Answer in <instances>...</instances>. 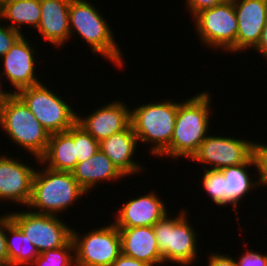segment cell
Here are the masks:
<instances>
[{
  "label": "cell",
  "mask_w": 267,
  "mask_h": 266,
  "mask_svg": "<svg viewBox=\"0 0 267 266\" xmlns=\"http://www.w3.org/2000/svg\"><path fill=\"white\" fill-rule=\"evenodd\" d=\"M187 100V101H186ZM178 102L174 133L169 147L160 157L175 159L192 158L200 144L208 136L211 113V94L200 92L195 96Z\"/></svg>",
  "instance_id": "1"
},
{
  "label": "cell",
  "mask_w": 267,
  "mask_h": 266,
  "mask_svg": "<svg viewBox=\"0 0 267 266\" xmlns=\"http://www.w3.org/2000/svg\"><path fill=\"white\" fill-rule=\"evenodd\" d=\"M86 193L72 172L56 171L44 166L42 170L35 171L32 195L27 207L32 210L34 208L33 212L36 213L57 216V213L70 208Z\"/></svg>",
  "instance_id": "2"
},
{
  "label": "cell",
  "mask_w": 267,
  "mask_h": 266,
  "mask_svg": "<svg viewBox=\"0 0 267 266\" xmlns=\"http://www.w3.org/2000/svg\"><path fill=\"white\" fill-rule=\"evenodd\" d=\"M89 0H71L69 6L70 37L78 33L91 50L99 53L118 67L124 66L122 52L112 29L101 12ZM100 12V13H99Z\"/></svg>",
  "instance_id": "3"
},
{
  "label": "cell",
  "mask_w": 267,
  "mask_h": 266,
  "mask_svg": "<svg viewBox=\"0 0 267 266\" xmlns=\"http://www.w3.org/2000/svg\"><path fill=\"white\" fill-rule=\"evenodd\" d=\"M178 102L171 99L142 104L131 110V125L138 141L150 143L152 156H160L170 145L176 123Z\"/></svg>",
  "instance_id": "4"
},
{
  "label": "cell",
  "mask_w": 267,
  "mask_h": 266,
  "mask_svg": "<svg viewBox=\"0 0 267 266\" xmlns=\"http://www.w3.org/2000/svg\"><path fill=\"white\" fill-rule=\"evenodd\" d=\"M0 128L37 161L44 155L50 133L16 94L0 109Z\"/></svg>",
  "instance_id": "5"
},
{
  "label": "cell",
  "mask_w": 267,
  "mask_h": 266,
  "mask_svg": "<svg viewBox=\"0 0 267 266\" xmlns=\"http://www.w3.org/2000/svg\"><path fill=\"white\" fill-rule=\"evenodd\" d=\"M187 216L185 209L173 218L167 213L153 226L163 264L188 266L198 258L197 233Z\"/></svg>",
  "instance_id": "6"
},
{
  "label": "cell",
  "mask_w": 267,
  "mask_h": 266,
  "mask_svg": "<svg viewBox=\"0 0 267 266\" xmlns=\"http://www.w3.org/2000/svg\"><path fill=\"white\" fill-rule=\"evenodd\" d=\"M16 95L50 134L65 132L76 123L77 113L71 105L42 82L23 88Z\"/></svg>",
  "instance_id": "7"
},
{
  "label": "cell",
  "mask_w": 267,
  "mask_h": 266,
  "mask_svg": "<svg viewBox=\"0 0 267 266\" xmlns=\"http://www.w3.org/2000/svg\"><path fill=\"white\" fill-rule=\"evenodd\" d=\"M203 45L224 52H236L237 17L233 0L201 10L192 17ZM227 50V51H226Z\"/></svg>",
  "instance_id": "8"
},
{
  "label": "cell",
  "mask_w": 267,
  "mask_h": 266,
  "mask_svg": "<svg viewBox=\"0 0 267 266\" xmlns=\"http://www.w3.org/2000/svg\"><path fill=\"white\" fill-rule=\"evenodd\" d=\"M72 229L75 266H111L121 254L119 229L113 224L88 231L83 236Z\"/></svg>",
  "instance_id": "9"
},
{
  "label": "cell",
  "mask_w": 267,
  "mask_h": 266,
  "mask_svg": "<svg viewBox=\"0 0 267 266\" xmlns=\"http://www.w3.org/2000/svg\"><path fill=\"white\" fill-rule=\"evenodd\" d=\"M11 220L21 229L40 253L64 246L72 238V228L56 215H47L24 209L9 213Z\"/></svg>",
  "instance_id": "10"
},
{
  "label": "cell",
  "mask_w": 267,
  "mask_h": 266,
  "mask_svg": "<svg viewBox=\"0 0 267 266\" xmlns=\"http://www.w3.org/2000/svg\"><path fill=\"white\" fill-rule=\"evenodd\" d=\"M256 142L236 137L208 135L190 160L221 170L246 163L252 156Z\"/></svg>",
  "instance_id": "11"
},
{
  "label": "cell",
  "mask_w": 267,
  "mask_h": 266,
  "mask_svg": "<svg viewBox=\"0 0 267 266\" xmlns=\"http://www.w3.org/2000/svg\"><path fill=\"white\" fill-rule=\"evenodd\" d=\"M19 160V161H18ZM19 158L0 155V201L28 206L36 169Z\"/></svg>",
  "instance_id": "12"
},
{
  "label": "cell",
  "mask_w": 267,
  "mask_h": 266,
  "mask_svg": "<svg viewBox=\"0 0 267 266\" xmlns=\"http://www.w3.org/2000/svg\"><path fill=\"white\" fill-rule=\"evenodd\" d=\"M23 34L8 50V52L0 58V61L4 62L2 78L5 76L6 80H9L12 87L14 86V92L37 85L40 82L35 74L36 68V51L28 41L29 38L24 37Z\"/></svg>",
  "instance_id": "13"
},
{
  "label": "cell",
  "mask_w": 267,
  "mask_h": 266,
  "mask_svg": "<svg viewBox=\"0 0 267 266\" xmlns=\"http://www.w3.org/2000/svg\"><path fill=\"white\" fill-rule=\"evenodd\" d=\"M233 3L238 24L236 52L254 49L267 22V0H233Z\"/></svg>",
  "instance_id": "14"
},
{
  "label": "cell",
  "mask_w": 267,
  "mask_h": 266,
  "mask_svg": "<svg viewBox=\"0 0 267 266\" xmlns=\"http://www.w3.org/2000/svg\"><path fill=\"white\" fill-rule=\"evenodd\" d=\"M76 122L100 142L131 125V110L125 102L116 100L96 109L87 117L83 118L77 113Z\"/></svg>",
  "instance_id": "15"
},
{
  "label": "cell",
  "mask_w": 267,
  "mask_h": 266,
  "mask_svg": "<svg viewBox=\"0 0 267 266\" xmlns=\"http://www.w3.org/2000/svg\"><path fill=\"white\" fill-rule=\"evenodd\" d=\"M118 209L113 222L117 228L154 226L167 214L165 203L153 191L124 202Z\"/></svg>",
  "instance_id": "16"
},
{
  "label": "cell",
  "mask_w": 267,
  "mask_h": 266,
  "mask_svg": "<svg viewBox=\"0 0 267 266\" xmlns=\"http://www.w3.org/2000/svg\"><path fill=\"white\" fill-rule=\"evenodd\" d=\"M71 0H40L41 18L36 30L44 40L61 47L70 39Z\"/></svg>",
  "instance_id": "17"
},
{
  "label": "cell",
  "mask_w": 267,
  "mask_h": 266,
  "mask_svg": "<svg viewBox=\"0 0 267 266\" xmlns=\"http://www.w3.org/2000/svg\"><path fill=\"white\" fill-rule=\"evenodd\" d=\"M118 229L121 239V253L151 266L163 264L153 226Z\"/></svg>",
  "instance_id": "18"
},
{
  "label": "cell",
  "mask_w": 267,
  "mask_h": 266,
  "mask_svg": "<svg viewBox=\"0 0 267 266\" xmlns=\"http://www.w3.org/2000/svg\"><path fill=\"white\" fill-rule=\"evenodd\" d=\"M138 143V138L130 125L127 129L100 141L99 147L126 178L143 169L133 160Z\"/></svg>",
  "instance_id": "19"
},
{
  "label": "cell",
  "mask_w": 267,
  "mask_h": 266,
  "mask_svg": "<svg viewBox=\"0 0 267 266\" xmlns=\"http://www.w3.org/2000/svg\"><path fill=\"white\" fill-rule=\"evenodd\" d=\"M71 172L86 192H90L98 184L101 185L102 181L114 182V180L124 178L120 170L100 149L92 157L77 163Z\"/></svg>",
  "instance_id": "20"
},
{
  "label": "cell",
  "mask_w": 267,
  "mask_h": 266,
  "mask_svg": "<svg viewBox=\"0 0 267 266\" xmlns=\"http://www.w3.org/2000/svg\"><path fill=\"white\" fill-rule=\"evenodd\" d=\"M77 163L74 125L65 132L50 134L47 149L38 164L56 171L71 172Z\"/></svg>",
  "instance_id": "21"
},
{
  "label": "cell",
  "mask_w": 267,
  "mask_h": 266,
  "mask_svg": "<svg viewBox=\"0 0 267 266\" xmlns=\"http://www.w3.org/2000/svg\"><path fill=\"white\" fill-rule=\"evenodd\" d=\"M250 166L256 167L254 156L246 163L220 170L225 177L226 205H232L236 214H238L237 207L241 199L245 198L250 190L258 187V181H253L249 175L248 169H250Z\"/></svg>",
  "instance_id": "22"
},
{
  "label": "cell",
  "mask_w": 267,
  "mask_h": 266,
  "mask_svg": "<svg viewBox=\"0 0 267 266\" xmlns=\"http://www.w3.org/2000/svg\"><path fill=\"white\" fill-rule=\"evenodd\" d=\"M5 236L8 262L13 266H29L38 257L37 248L31 244L21 229L11 220L9 213H6Z\"/></svg>",
  "instance_id": "23"
},
{
  "label": "cell",
  "mask_w": 267,
  "mask_h": 266,
  "mask_svg": "<svg viewBox=\"0 0 267 266\" xmlns=\"http://www.w3.org/2000/svg\"><path fill=\"white\" fill-rule=\"evenodd\" d=\"M2 20H10V28L21 31V25L34 26L37 29L41 18L40 0H4Z\"/></svg>",
  "instance_id": "24"
},
{
  "label": "cell",
  "mask_w": 267,
  "mask_h": 266,
  "mask_svg": "<svg viewBox=\"0 0 267 266\" xmlns=\"http://www.w3.org/2000/svg\"><path fill=\"white\" fill-rule=\"evenodd\" d=\"M72 238L62 247L40 253L30 266H75Z\"/></svg>",
  "instance_id": "25"
},
{
  "label": "cell",
  "mask_w": 267,
  "mask_h": 266,
  "mask_svg": "<svg viewBox=\"0 0 267 266\" xmlns=\"http://www.w3.org/2000/svg\"><path fill=\"white\" fill-rule=\"evenodd\" d=\"M202 175V187L217 206H226L225 177L220 170L205 168Z\"/></svg>",
  "instance_id": "26"
},
{
  "label": "cell",
  "mask_w": 267,
  "mask_h": 266,
  "mask_svg": "<svg viewBox=\"0 0 267 266\" xmlns=\"http://www.w3.org/2000/svg\"><path fill=\"white\" fill-rule=\"evenodd\" d=\"M74 143L78 163L92 157L99 149V142L77 122L74 124Z\"/></svg>",
  "instance_id": "27"
},
{
  "label": "cell",
  "mask_w": 267,
  "mask_h": 266,
  "mask_svg": "<svg viewBox=\"0 0 267 266\" xmlns=\"http://www.w3.org/2000/svg\"><path fill=\"white\" fill-rule=\"evenodd\" d=\"M253 156L256 162V171L258 172V186H267V145L256 142Z\"/></svg>",
  "instance_id": "28"
},
{
  "label": "cell",
  "mask_w": 267,
  "mask_h": 266,
  "mask_svg": "<svg viewBox=\"0 0 267 266\" xmlns=\"http://www.w3.org/2000/svg\"><path fill=\"white\" fill-rule=\"evenodd\" d=\"M23 35L8 25L0 24V58L4 56L13 44Z\"/></svg>",
  "instance_id": "29"
},
{
  "label": "cell",
  "mask_w": 267,
  "mask_h": 266,
  "mask_svg": "<svg viewBox=\"0 0 267 266\" xmlns=\"http://www.w3.org/2000/svg\"><path fill=\"white\" fill-rule=\"evenodd\" d=\"M246 250L247 252H243L238 261L236 259V266H267V254L263 255L252 249Z\"/></svg>",
  "instance_id": "30"
},
{
  "label": "cell",
  "mask_w": 267,
  "mask_h": 266,
  "mask_svg": "<svg viewBox=\"0 0 267 266\" xmlns=\"http://www.w3.org/2000/svg\"><path fill=\"white\" fill-rule=\"evenodd\" d=\"M226 1L228 0H186L185 2L187 3V9H189V12L193 17L201 10L211 8Z\"/></svg>",
  "instance_id": "31"
},
{
  "label": "cell",
  "mask_w": 267,
  "mask_h": 266,
  "mask_svg": "<svg viewBox=\"0 0 267 266\" xmlns=\"http://www.w3.org/2000/svg\"><path fill=\"white\" fill-rule=\"evenodd\" d=\"M207 266H236V260L230 255L209 253Z\"/></svg>",
  "instance_id": "32"
},
{
  "label": "cell",
  "mask_w": 267,
  "mask_h": 266,
  "mask_svg": "<svg viewBox=\"0 0 267 266\" xmlns=\"http://www.w3.org/2000/svg\"><path fill=\"white\" fill-rule=\"evenodd\" d=\"M6 215L0 216V261L8 262V252L6 244Z\"/></svg>",
  "instance_id": "33"
},
{
  "label": "cell",
  "mask_w": 267,
  "mask_h": 266,
  "mask_svg": "<svg viewBox=\"0 0 267 266\" xmlns=\"http://www.w3.org/2000/svg\"><path fill=\"white\" fill-rule=\"evenodd\" d=\"M111 266H151V265L121 253L120 256L111 264Z\"/></svg>",
  "instance_id": "34"
},
{
  "label": "cell",
  "mask_w": 267,
  "mask_h": 266,
  "mask_svg": "<svg viewBox=\"0 0 267 266\" xmlns=\"http://www.w3.org/2000/svg\"><path fill=\"white\" fill-rule=\"evenodd\" d=\"M254 50L261 53L262 56L265 57L264 59L267 60V22L265 23L260 40Z\"/></svg>",
  "instance_id": "35"
},
{
  "label": "cell",
  "mask_w": 267,
  "mask_h": 266,
  "mask_svg": "<svg viewBox=\"0 0 267 266\" xmlns=\"http://www.w3.org/2000/svg\"><path fill=\"white\" fill-rule=\"evenodd\" d=\"M0 77H2L0 75ZM1 79V78H0ZM1 80H0V109L16 94L15 92L11 91H5L3 90V85L1 86Z\"/></svg>",
  "instance_id": "36"
},
{
  "label": "cell",
  "mask_w": 267,
  "mask_h": 266,
  "mask_svg": "<svg viewBox=\"0 0 267 266\" xmlns=\"http://www.w3.org/2000/svg\"><path fill=\"white\" fill-rule=\"evenodd\" d=\"M0 266H13V265L9 262H1L0 261Z\"/></svg>",
  "instance_id": "37"
},
{
  "label": "cell",
  "mask_w": 267,
  "mask_h": 266,
  "mask_svg": "<svg viewBox=\"0 0 267 266\" xmlns=\"http://www.w3.org/2000/svg\"><path fill=\"white\" fill-rule=\"evenodd\" d=\"M2 11H3V3H0V23H1V18H3L2 17Z\"/></svg>",
  "instance_id": "38"
}]
</instances>
